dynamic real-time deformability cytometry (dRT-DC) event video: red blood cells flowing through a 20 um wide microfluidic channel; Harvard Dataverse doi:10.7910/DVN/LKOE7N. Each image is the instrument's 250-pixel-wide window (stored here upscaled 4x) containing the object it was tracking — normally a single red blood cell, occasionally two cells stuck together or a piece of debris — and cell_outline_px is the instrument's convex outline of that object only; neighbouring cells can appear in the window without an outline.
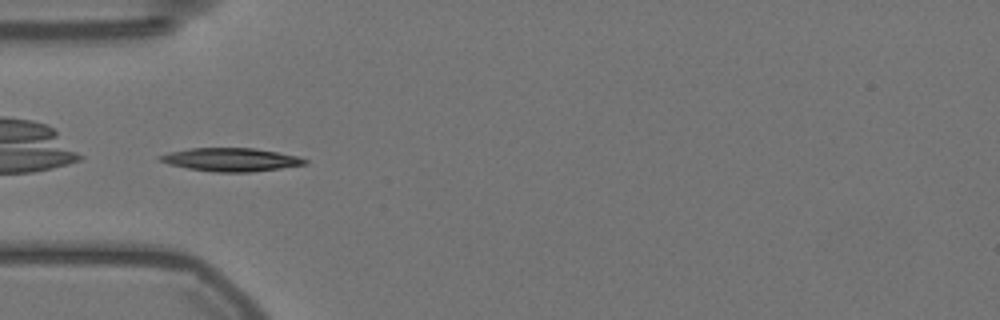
{"species": "Egyptian fruit bat (a non-hibernating species)", "species_latin": "Rousettus aegyptiacus", "temperature_condition": "warm", "stored_images_in_passage": 40, "camera_frame_rate_fps": 3000, "um_per_image_px": 0.085, "animal": {"sex": "female"}, "frame": {"image": 1, "passage_image": 1, "time_ms": 0.0, "image_size_px": [1000, 320], "cell_outline_px": [[308, 164], [280, 168], [248, 172], [216, 172], [188, 168], [168, 164], [160, 160], [156, 156], [168, 152], [188, 148], [252, 148], [276, 152], [296, 156], [308, 160]], "centroid_in_image_um": [19.58, 13.56], "position_along_channel_um": 65.4, "area_um2": 19.54}}
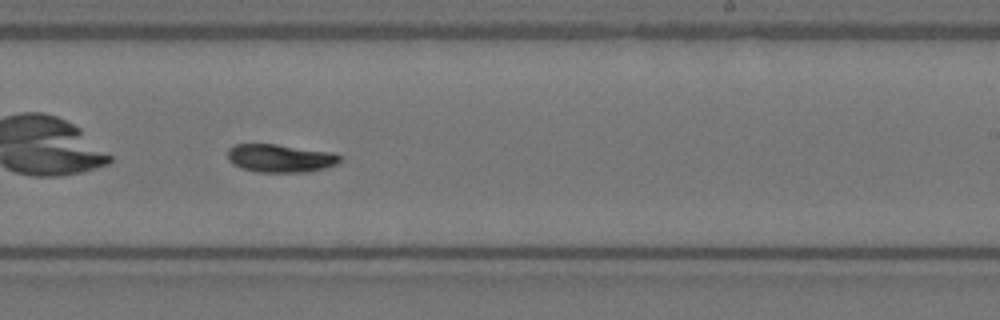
{"frame": {"image": 2, "passage_image": 18, "time_ms": 5.667, "image_size_px": [1000, 320], "cell_outline_px": [[340, 160], [336, 164], [324, 168], [308, 172], [256, 172], [240, 168], [232, 164], [228, 160], [228, 148], [236, 144], [276, 144], [336, 152], [340, 156]], "centroid_in_image_um": [23.81, 13.44], "position_along_channel_um": 265.2, "area_um2": 18.61}}
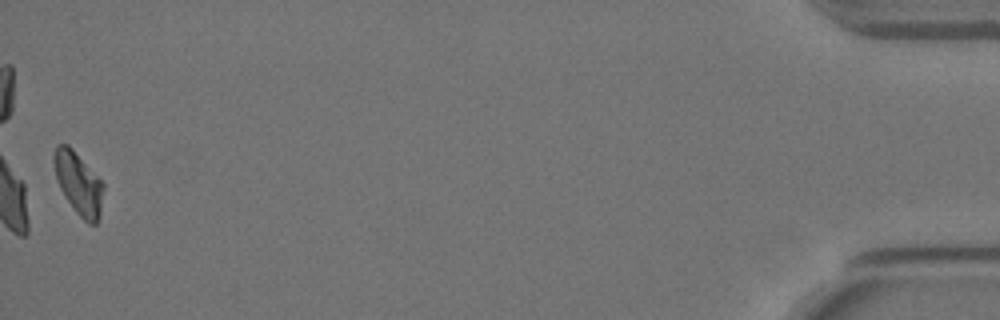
{"frame": {"image": 3, "passage_image": 40, "time_ms": 13.0, "image_size_px": [1000, 320], "cell_outline_px": [[104, 188], [100, 216], [96, 224], [88, 224], [76, 212], [64, 196], [60, 188], [56, 176], [52, 156], [56, 144], [68, 144], [72, 148], [104, 184]], "centroid_in_image_um": [6.67, 15.59], "position_along_channel_um": 428.5, "area_um2": 17.92}, "authors_computed_cell_mechanics": {"area_um2": 18.4671, "velocity_mm_per_s": 3.53, "shape_relaxation_time_tau1_ms": 2.6134, "shape_relaxation_time_tau2_ms": 9.5724, "deformation_change_tau1": 0.1624, "deformation_change_tau2": 0.1425}}